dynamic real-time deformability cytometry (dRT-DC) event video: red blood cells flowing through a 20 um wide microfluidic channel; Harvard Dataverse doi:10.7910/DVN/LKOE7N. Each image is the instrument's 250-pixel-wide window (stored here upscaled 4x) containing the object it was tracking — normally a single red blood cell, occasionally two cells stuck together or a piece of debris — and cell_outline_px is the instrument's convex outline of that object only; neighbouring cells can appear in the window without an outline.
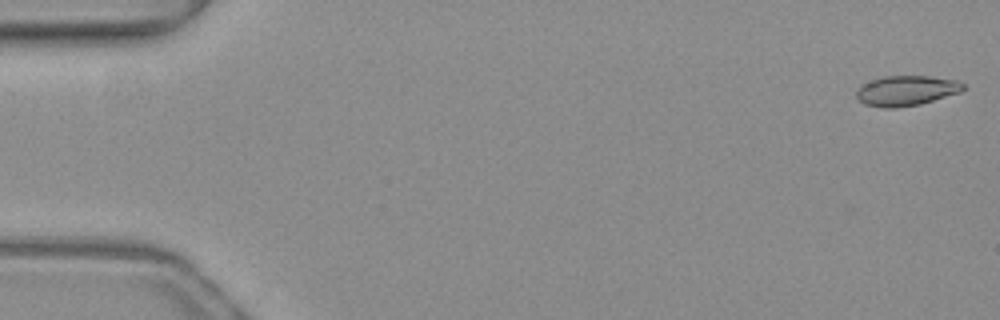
{"species": "common noctule bat (a hibernating species)", "species_latin": "Nyctalus noctula", "temperature_condition": "warm", "stored_images_in_passage": 51, "camera_frame_rate_fps": 3000, "um_per_image_px": 0.085, "animal": {"sex": "female", "body_mass_g": 19.3, "forearm_length_mm": 54.1}, "frame": {"image": 1, "passage_image": 1, "time_ms": 0.0, "image_size_px": [1000, 320], "cell_outline_px": [[964, 88], [960, 92], [920, 104], [896, 108], [884, 108], [864, 104], [856, 96], [856, 92], [860, 84], [884, 76], [928, 76], [956, 80], [964, 84]], "centroid_in_image_um": [77.0, 7.7], "position_along_channel_um": 8.0, "area_um2": 18.67}}
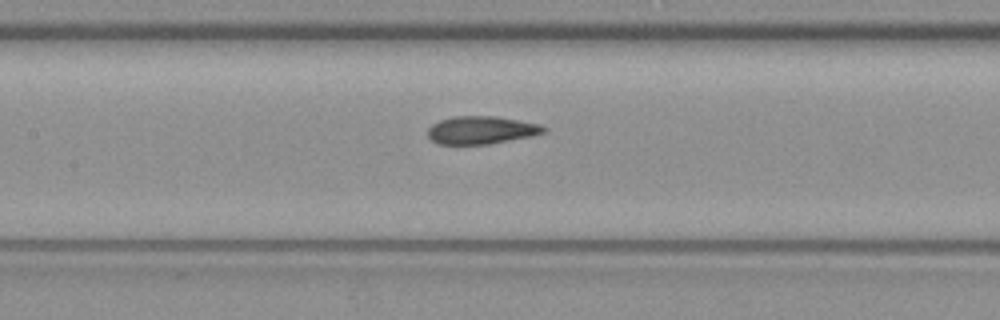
{"frame": {"image": 2, "passage_image": 24, "time_ms": 7.667, "image_size_px": [1000, 320], "cell_outline_px": [[548, 132], [532, 136], [488, 144], [436, 144], [428, 136], [428, 128], [432, 124], [440, 120], [452, 116], [496, 116], [520, 120], [540, 124], [548, 128]], "centroid_in_image_um": [40.94, 11.05], "position_along_channel_um": 166.5, "area_um2": 19.02}}
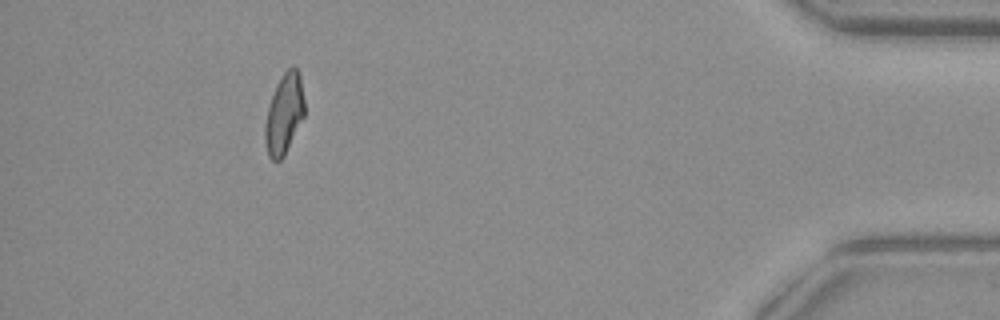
{"frame": {"image": 3, "passage_image": 47, "time_ms": 15.333, "image_size_px": [1000, 320], "cell_outline_px": [[304, 116], [284, 156], [280, 160], [272, 160], [268, 156], [264, 140], [264, 124], [268, 104], [276, 84], [284, 72], [288, 68], [296, 68], [300, 72], [304, 100]], "centroid_in_image_um": [24.13, 9.68], "position_along_channel_um": 411.1, "area_um2": 18.61}, "authors_computed_cell_mechanics": {"area_um2": 19.1318, "velocity_mm_per_s": 4.0018, "shape_relaxation_time_tau1_ms": 6.5953, "shape_relaxation_time_tau2_ms": 1.6361, "deformation_change_tau1": 0.2115, "deformation_change_tau2": 0.0993}}